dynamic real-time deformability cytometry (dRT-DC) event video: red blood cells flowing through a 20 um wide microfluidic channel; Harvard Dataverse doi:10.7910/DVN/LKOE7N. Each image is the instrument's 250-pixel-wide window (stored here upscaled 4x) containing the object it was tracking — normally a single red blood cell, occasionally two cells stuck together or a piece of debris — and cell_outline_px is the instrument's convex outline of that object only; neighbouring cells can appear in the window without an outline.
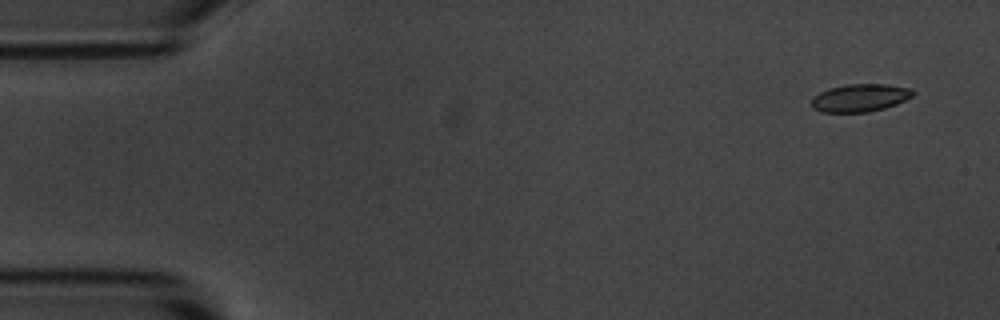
{"species": "common noctule bat (a hibernating species)", "species_latin": "Nyctalus noctula", "temperature_condition": "room temperature", "stored_images_in_passage": 3, "camera_frame_rate_fps": 3000, "um_per_image_px": 0.085, "animal": {"sex": "male", "body_mass_g": 20.1, "forearm_length_mm": 53.5}, "frame": {"image": 1, "passage_image": 1, "time_ms": 0.0, "image_size_px": [1000, 320], "cell_outline_px": [[916, 92], [912, 96], [896, 104], [884, 108], [868, 112], [820, 112], [812, 108], [812, 100], [820, 92], [828, 88], [848, 84], [888, 84], [912, 88]], "centroid_in_image_um": [73.13, 8.31], "position_along_channel_um": 11.9, "area_um2": 16.42}}